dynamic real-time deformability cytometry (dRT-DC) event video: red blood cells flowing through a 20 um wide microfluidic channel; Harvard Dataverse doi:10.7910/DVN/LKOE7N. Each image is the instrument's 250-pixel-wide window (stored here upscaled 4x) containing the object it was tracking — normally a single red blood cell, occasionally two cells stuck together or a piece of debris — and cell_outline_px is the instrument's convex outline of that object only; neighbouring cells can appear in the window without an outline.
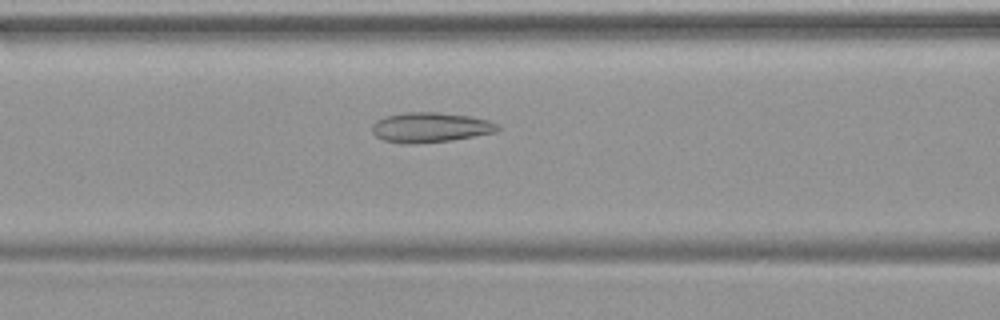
{"species": "common noctule bat (a hibernating species)", "species_latin": "Nyctalus noctula", "temperature_condition": "warm", "stored_images_in_passage": 40, "camera_frame_rate_fps": 3000, "um_per_image_px": 0.085, "animal": {"sex": "female", "body_mass_g": 19.9}, "frame": {"image": 1, "passage_image": 14, "time_ms": 4.333, "image_size_px": [1000, 320], "cell_outline_px": [[500, 128], [496, 132], [476, 136], [452, 140], [412, 144], [408, 144], [384, 140], [376, 136], [372, 132], [372, 124], [376, 120], [384, 116], [404, 112], [440, 112], [472, 116], [488, 120], [500, 124]], "centroid_in_image_um": [36.6, 10.82], "position_along_channel_um": 130.0, "area_um2": 22.2}}
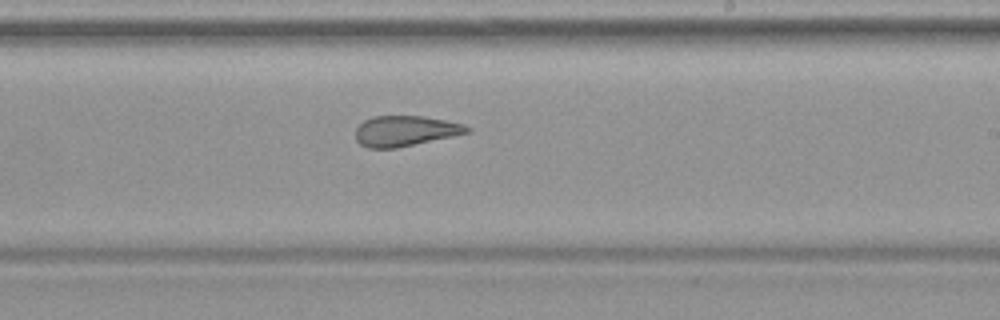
{"frame": {"image": 2, "passage_image": 23, "time_ms": 7.333, "image_size_px": [1000, 320], "cell_outline_px": [[472, 132], [396, 148], [368, 148], [360, 144], [356, 140], [356, 128], [364, 120], [376, 116], [420, 116], [444, 120], [464, 124], [472, 128]], "centroid_in_image_um": [34.46, 11.13], "position_along_channel_um": 254.5, "area_um2": 19.71}}
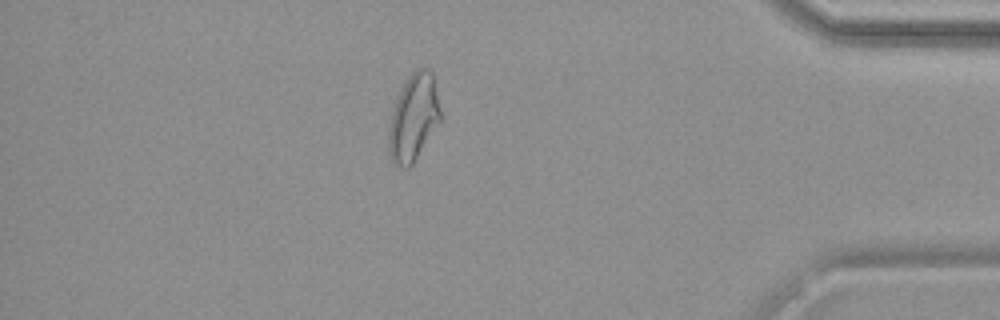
{"frame": {"image": 3, "passage_image": 36, "time_ms": 11.667, "image_size_px": [1000, 320], "cell_outline_px": [[440, 120], [412, 164], [408, 168], [404, 168], [396, 164], [392, 160], [388, 148], [388, 128], [392, 112], [396, 100], [404, 84], [412, 72], [416, 68], [428, 68], [432, 72], [440, 108]], "centroid_in_image_um": [35.13, 9.99], "position_along_channel_um": 400.1, "area_um2": 25.61}}